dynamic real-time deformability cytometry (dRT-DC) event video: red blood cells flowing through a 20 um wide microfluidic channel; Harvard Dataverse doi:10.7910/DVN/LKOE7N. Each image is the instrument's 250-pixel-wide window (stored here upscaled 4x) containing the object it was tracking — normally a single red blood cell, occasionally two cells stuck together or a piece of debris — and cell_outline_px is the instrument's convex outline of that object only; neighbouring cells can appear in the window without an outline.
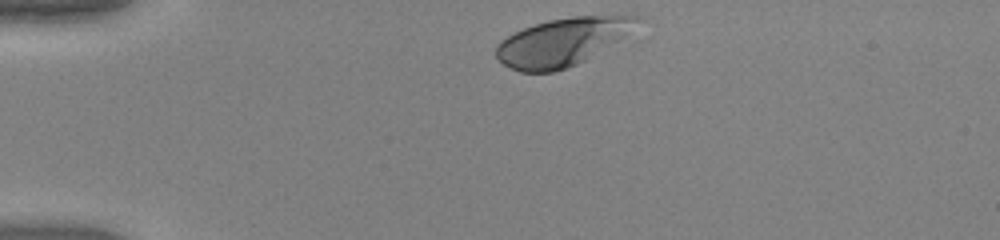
{"species": "human", "species_latin": "Homo sapiens", "temperature_condition": "warm", "stored_images_in_passage": 33, "camera_frame_rate_fps": 3000, "um_per_image_px": 0.085, "donor": {"sex": "female"}, "frame": {"image": 1, "passage_image": 1, "time_ms": 0.0, "image_size_px": [1000, 240], "cell_outline_px": [[644, 20], [624, 36], [584, 60], [576, 64], [552, 72], [520, 72], [504, 64], [496, 56], [496, 44], [500, 40], [524, 28], [548, 20], [572, 16], [644, 16]], "centroid_in_image_um": [47.78, 3.55], "position_along_channel_um": 37.2, "area_um2": 38.55}}
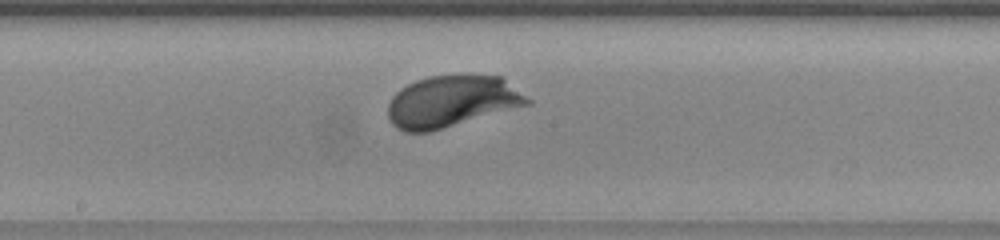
{"frame": {"image": 2, "passage_image": 18, "time_ms": 5.667, "image_size_px": [1000, 240], "cell_outline_px": [[532, 104], [428, 132], [404, 132], [396, 128], [392, 124], [388, 116], [388, 104], [392, 96], [400, 88], [416, 80], [428, 76], [464, 72], [500, 76], [532, 100]], "centroid_in_image_um": [38.4, 8.58], "position_along_channel_um": 209.8, "area_um2": 42.66}}
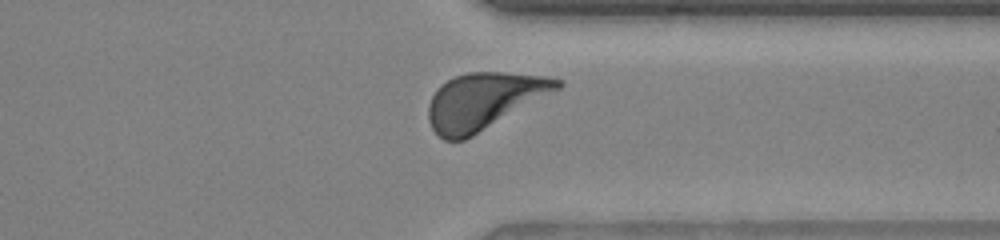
{"frame": {"image": 3, "passage_image": 30, "time_ms": 9.667, "image_size_px": [1000, 240], "cell_outline_px": [[564, 84], [560, 88], [472, 136], [464, 140], [444, 140], [432, 128], [428, 120], [428, 104], [436, 88], [440, 84], [456, 76], [468, 72], [504, 72], [544, 76], [564, 80]], "centroid_in_image_um": [41.1, 8.57], "position_along_channel_um": 370.3, "area_um2": 42.02}, "authors_computed_cell_mechanics": {"area_um2": 40.2866, "velocity_mm_per_s": 3.9888, "shape_relaxation_time_tau1_ms": 1.5121, "shape_relaxation_time_tau2_ms": null, "deformation_change_tau1": 0.1352, "deformation_change_tau2": null}}